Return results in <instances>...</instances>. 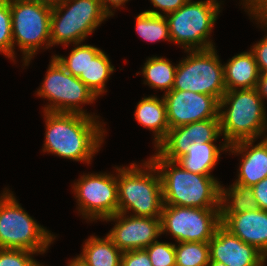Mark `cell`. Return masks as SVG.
I'll return each instance as SVG.
<instances>
[{
	"label": "cell",
	"instance_id": "7a4b0ae2",
	"mask_svg": "<svg viewBox=\"0 0 267 266\" xmlns=\"http://www.w3.org/2000/svg\"><path fill=\"white\" fill-rule=\"evenodd\" d=\"M150 160L160 172L164 205L220 208L221 185L213 176L186 171L158 153Z\"/></svg>",
	"mask_w": 267,
	"mask_h": 266
},
{
	"label": "cell",
	"instance_id": "836d02e7",
	"mask_svg": "<svg viewBox=\"0 0 267 266\" xmlns=\"http://www.w3.org/2000/svg\"><path fill=\"white\" fill-rule=\"evenodd\" d=\"M254 191V197L258 208L267 211V177L251 187Z\"/></svg>",
	"mask_w": 267,
	"mask_h": 266
},
{
	"label": "cell",
	"instance_id": "d590c367",
	"mask_svg": "<svg viewBox=\"0 0 267 266\" xmlns=\"http://www.w3.org/2000/svg\"><path fill=\"white\" fill-rule=\"evenodd\" d=\"M249 8L250 14L253 13L255 18L261 19V23L266 21L267 25V0H254Z\"/></svg>",
	"mask_w": 267,
	"mask_h": 266
},
{
	"label": "cell",
	"instance_id": "9a60e30c",
	"mask_svg": "<svg viewBox=\"0 0 267 266\" xmlns=\"http://www.w3.org/2000/svg\"><path fill=\"white\" fill-rule=\"evenodd\" d=\"M220 134V118H210L170 128L165 139L157 146L158 154L163 159L176 161L187 154V148L193 142H214Z\"/></svg>",
	"mask_w": 267,
	"mask_h": 266
},
{
	"label": "cell",
	"instance_id": "b9f144b4",
	"mask_svg": "<svg viewBox=\"0 0 267 266\" xmlns=\"http://www.w3.org/2000/svg\"><path fill=\"white\" fill-rule=\"evenodd\" d=\"M246 1H247L246 4L249 5L247 8H249L254 2V0H246Z\"/></svg>",
	"mask_w": 267,
	"mask_h": 266
},
{
	"label": "cell",
	"instance_id": "d4e9b609",
	"mask_svg": "<svg viewBox=\"0 0 267 266\" xmlns=\"http://www.w3.org/2000/svg\"><path fill=\"white\" fill-rule=\"evenodd\" d=\"M136 31L146 41L170 40L167 17L155 10H147L136 18Z\"/></svg>",
	"mask_w": 267,
	"mask_h": 266
},
{
	"label": "cell",
	"instance_id": "74e56055",
	"mask_svg": "<svg viewBox=\"0 0 267 266\" xmlns=\"http://www.w3.org/2000/svg\"><path fill=\"white\" fill-rule=\"evenodd\" d=\"M128 0H100L101 6L104 10V12L108 15V16H112L113 13L110 11L109 7H108V2L109 4H112L114 7H119L120 5L124 4V2H126Z\"/></svg>",
	"mask_w": 267,
	"mask_h": 266
},
{
	"label": "cell",
	"instance_id": "d6a6232c",
	"mask_svg": "<svg viewBox=\"0 0 267 266\" xmlns=\"http://www.w3.org/2000/svg\"><path fill=\"white\" fill-rule=\"evenodd\" d=\"M251 52L254 54L260 74L267 73V36L254 45Z\"/></svg>",
	"mask_w": 267,
	"mask_h": 266
},
{
	"label": "cell",
	"instance_id": "484cf974",
	"mask_svg": "<svg viewBox=\"0 0 267 266\" xmlns=\"http://www.w3.org/2000/svg\"><path fill=\"white\" fill-rule=\"evenodd\" d=\"M177 66L170 63L164 58H149L143 67V75L152 88L166 90L167 92L173 89Z\"/></svg>",
	"mask_w": 267,
	"mask_h": 266
},
{
	"label": "cell",
	"instance_id": "30bf717a",
	"mask_svg": "<svg viewBox=\"0 0 267 266\" xmlns=\"http://www.w3.org/2000/svg\"><path fill=\"white\" fill-rule=\"evenodd\" d=\"M161 233L169 231L178 243L209 242L221 225L220 208H194L164 205Z\"/></svg>",
	"mask_w": 267,
	"mask_h": 266
},
{
	"label": "cell",
	"instance_id": "3957f363",
	"mask_svg": "<svg viewBox=\"0 0 267 266\" xmlns=\"http://www.w3.org/2000/svg\"><path fill=\"white\" fill-rule=\"evenodd\" d=\"M230 105L229 109H221ZM262 98L256 88L227 90L219 101L220 131L225 137L221 150L229 145L254 140L262 134L266 124ZM222 111V112H221Z\"/></svg>",
	"mask_w": 267,
	"mask_h": 266
},
{
	"label": "cell",
	"instance_id": "d6986e66",
	"mask_svg": "<svg viewBox=\"0 0 267 266\" xmlns=\"http://www.w3.org/2000/svg\"><path fill=\"white\" fill-rule=\"evenodd\" d=\"M226 90L256 88L260 77L254 54L243 52L223 66Z\"/></svg>",
	"mask_w": 267,
	"mask_h": 266
},
{
	"label": "cell",
	"instance_id": "e575fe53",
	"mask_svg": "<svg viewBox=\"0 0 267 266\" xmlns=\"http://www.w3.org/2000/svg\"><path fill=\"white\" fill-rule=\"evenodd\" d=\"M188 0H151V3L157 8L162 9L167 14L175 12L182 7Z\"/></svg>",
	"mask_w": 267,
	"mask_h": 266
},
{
	"label": "cell",
	"instance_id": "f546056e",
	"mask_svg": "<svg viewBox=\"0 0 267 266\" xmlns=\"http://www.w3.org/2000/svg\"><path fill=\"white\" fill-rule=\"evenodd\" d=\"M145 250L149 254L153 266H176L175 245L157 240Z\"/></svg>",
	"mask_w": 267,
	"mask_h": 266
},
{
	"label": "cell",
	"instance_id": "f35d334b",
	"mask_svg": "<svg viewBox=\"0 0 267 266\" xmlns=\"http://www.w3.org/2000/svg\"><path fill=\"white\" fill-rule=\"evenodd\" d=\"M68 266H88L82 259L76 257V259L72 260Z\"/></svg>",
	"mask_w": 267,
	"mask_h": 266
},
{
	"label": "cell",
	"instance_id": "7c38bea8",
	"mask_svg": "<svg viewBox=\"0 0 267 266\" xmlns=\"http://www.w3.org/2000/svg\"><path fill=\"white\" fill-rule=\"evenodd\" d=\"M74 190L82 215L105 219L118 213L117 178L107 174L81 177Z\"/></svg>",
	"mask_w": 267,
	"mask_h": 266
},
{
	"label": "cell",
	"instance_id": "4316f807",
	"mask_svg": "<svg viewBox=\"0 0 267 266\" xmlns=\"http://www.w3.org/2000/svg\"><path fill=\"white\" fill-rule=\"evenodd\" d=\"M176 266H209L208 242H180L175 245Z\"/></svg>",
	"mask_w": 267,
	"mask_h": 266
},
{
	"label": "cell",
	"instance_id": "6da1fadb",
	"mask_svg": "<svg viewBox=\"0 0 267 266\" xmlns=\"http://www.w3.org/2000/svg\"><path fill=\"white\" fill-rule=\"evenodd\" d=\"M45 116L44 151L89 163L103 141L100 124L87 114L45 111Z\"/></svg>",
	"mask_w": 267,
	"mask_h": 266
},
{
	"label": "cell",
	"instance_id": "4dcf8cb0",
	"mask_svg": "<svg viewBox=\"0 0 267 266\" xmlns=\"http://www.w3.org/2000/svg\"><path fill=\"white\" fill-rule=\"evenodd\" d=\"M34 253L22 249L0 248V266H39L31 257Z\"/></svg>",
	"mask_w": 267,
	"mask_h": 266
},
{
	"label": "cell",
	"instance_id": "44dd1931",
	"mask_svg": "<svg viewBox=\"0 0 267 266\" xmlns=\"http://www.w3.org/2000/svg\"><path fill=\"white\" fill-rule=\"evenodd\" d=\"M220 151V148L216 147L213 142H193L187 148V154L179 157L175 162L186 171L210 175V171L219 159Z\"/></svg>",
	"mask_w": 267,
	"mask_h": 266
},
{
	"label": "cell",
	"instance_id": "f1b7e54d",
	"mask_svg": "<svg viewBox=\"0 0 267 266\" xmlns=\"http://www.w3.org/2000/svg\"><path fill=\"white\" fill-rule=\"evenodd\" d=\"M58 62L73 76H86L87 66V45H80L74 48L68 58L54 56Z\"/></svg>",
	"mask_w": 267,
	"mask_h": 266
},
{
	"label": "cell",
	"instance_id": "9c48e42d",
	"mask_svg": "<svg viewBox=\"0 0 267 266\" xmlns=\"http://www.w3.org/2000/svg\"><path fill=\"white\" fill-rule=\"evenodd\" d=\"M190 56L176 68L174 90L191 91L221 100L227 91L224 72L214 48L190 50Z\"/></svg>",
	"mask_w": 267,
	"mask_h": 266
},
{
	"label": "cell",
	"instance_id": "5bb4252c",
	"mask_svg": "<svg viewBox=\"0 0 267 266\" xmlns=\"http://www.w3.org/2000/svg\"><path fill=\"white\" fill-rule=\"evenodd\" d=\"M124 213H116L104 220L118 219V223L108 233V237L121 252L145 249L150 246L161 233L160 218L124 217Z\"/></svg>",
	"mask_w": 267,
	"mask_h": 266
},
{
	"label": "cell",
	"instance_id": "5b68a950",
	"mask_svg": "<svg viewBox=\"0 0 267 266\" xmlns=\"http://www.w3.org/2000/svg\"><path fill=\"white\" fill-rule=\"evenodd\" d=\"M219 4L216 0H188L175 12L167 14L171 41L183 45L187 52L214 48L207 38L220 12Z\"/></svg>",
	"mask_w": 267,
	"mask_h": 266
},
{
	"label": "cell",
	"instance_id": "603a6c76",
	"mask_svg": "<svg viewBox=\"0 0 267 266\" xmlns=\"http://www.w3.org/2000/svg\"><path fill=\"white\" fill-rule=\"evenodd\" d=\"M122 254L108 236L104 239L91 237L78 257L88 266H121Z\"/></svg>",
	"mask_w": 267,
	"mask_h": 266
},
{
	"label": "cell",
	"instance_id": "52a82bcc",
	"mask_svg": "<svg viewBox=\"0 0 267 266\" xmlns=\"http://www.w3.org/2000/svg\"><path fill=\"white\" fill-rule=\"evenodd\" d=\"M64 9L68 11L62 14ZM107 17L100 0H60L52 6L51 46L59 43L66 45L70 42L75 45L81 43Z\"/></svg>",
	"mask_w": 267,
	"mask_h": 266
},
{
	"label": "cell",
	"instance_id": "60d3db41",
	"mask_svg": "<svg viewBox=\"0 0 267 266\" xmlns=\"http://www.w3.org/2000/svg\"><path fill=\"white\" fill-rule=\"evenodd\" d=\"M209 266H226L224 263H220L217 261H210Z\"/></svg>",
	"mask_w": 267,
	"mask_h": 266
},
{
	"label": "cell",
	"instance_id": "ba28073f",
	"mask_svg": "<svg viewBox=\"0 0 267 266\" xmlns=\"http://www.w3.org/2000/svg\"><path fill=\"white\" fill-rule=\"evenodd\" d=\"M10 9L13 50L14 42L17 41L25 56L23 58L26 66L39 48V45L47 41L46 46H51L52 6L29 0H10Z\"/></svg>",
	"mask_w": 267,
	"mask_h": 266
},
{
	"label": "cell",
	"instance_id": "8d00e7d4",
	"mask_svg": "<svg viewBox=\"0 0 267 266\" xmlns=\"http://www.w3.org/2000/svg\"><path fill=\"white\" fill-rule=\"evenodd\" d=\"M256 89L261 98H267V73L260 74Z\"/></svg>",
	"mask_w": 267,
	"mask_h": 266
},
{
	"label": "cell",
	"instance_id": "1f68e13d",
	"mask_svg": "<svg viewBox=\"0 0 267 266\" xmlns=\"http://www.w3.org/2000/svg\"><path fill=\"white\" fill-rule=\"evenodd\" d=\"M121 266H153L145 249L126 251L122 254Z\"/></svg>",
	"mask_w": 267,
	"mask_h": 266
},
{
	"label": "cell",
	"instance_id": "cb8c5ba5",
	"mask_svg": "<svg viewBox=\"0 0 267 266\" xmlns=\"http://www.w3.org/2000/svg\"><path fill=\"white\" fill-rule=\"evenodd\" d=\"M221 206L220 214H240L246 211H253L258 209L256 198L254 197V191L249 186H243L237 183L233 184V187L227 191L221 186ZM232 198L229 205L226 203ZM223 205V206H222Z\"/></svg>",
	"mask_w": 267,
	"mask_h": 266
},
{
	"label": "cell",
	"instance_id": "8992f818",
	"mask_svg": "<svg viewBox=\"0 0 267 266\" xmlns=\"http://www.w3.org/2000/svg\"><path fill=\"white\" fill-rule=\"evenodd\" d=\"M53 235L39 226L17 203L13 194L0 198V248L45 252Z\"/></svg>",
	"mask_w": 267,
	"mask_h": 266
},
{
	"label": "cell",
	"instance_id": "e0dca14e",
	"mask_svg": "<svg viewBox=\"0 0 267 266\" xmlns=\"http://www.w3.org/2000/svg\"><path fill=\"white\" fill-rule=\"evenodd\" d=\"M221 225L267 258V211L260 208L240 214H220Z\"/></svg>",
	"mask_w": 267,
	"mask_h": 266
},
{
	"label": "cell",
	"instance_id": "2e32d148",
	"mask_svg": "<svg viewBox=\"0 0 267 266\" xmlns=\"http://www.w3.org/2000/svg\"><path fill=\"white\" fill-rule=\"evenodd\" d=\"M210 261L226 266H263L266 257L254 246L243 242L220 225L210 239Z\"/></svg>",
	"mask_w": 267,
	"mask_h": 266
},
{
	"label": "cell",
	"instance_id": "7402d4cb",
	"mask_svg": "<svg viewBox=\"0 0 267 266\" xmlns=\"http://www.w3.org/2000/svg\"><path fill=\"white\" fill-rule=\"evenodd\" d=\"M114 71L105 53L91 45H87V66L86 76L78 78L92 91L96 96L104 92L105 81Z\"/></svg>",
	"mask_w": 267,
	"mask_h": 266
},
{
	"label": "cell",
	"instance_id": "4fadbf2b",
	"mask_svg": "<svg viewBox=\"0 0 267 266\" xmlns=\"http://www.w3.org/2000/svg\"><path fill=\"white\" fill-rule=\"evenodd\" d=\"M163 98L169 128L219 118V101L211 95L172 89Z\"/></svg>",
	"mask_w": 267,
	"mask_h": 266
},
{
	"label": "cell",
	"instance_id": "ab89813d",
	"mask_svg": "<svg viewBox=\"0 0 267 266\" xmlns=\"http://www.w3.org/2000/svg\"><path fill=\"white\" fill-rule=\"evenodd\" d=\"M29 1L42 2V3H46V4L53 6L57 4L60 0H29Z\"/></svg>",
	"mask_w": 267,
	"mask_h": 266
},
{
	"label": "cell",
	"instance_id": "8fae6325",
	"mask_svg": "<svg viewBox=\"0 0 267 266\" xmlns=\"http://www.w3.org/2000/svg\"><path fill=\"white\" fill-rule=\"evenodd\" d=\"M39 96L53 103L45 107L46 112L85 114L78 104L92 103L96 95L78 77L73 76L53 56Z\"/></svg>",
	"mask_w": 267,
	"mask_h": 266
},
{
	"label": "cell",
	"instance_id": "83f0119b",
	"mask_svg": "<svg viewBox=\"0 0 267 266\" xmlns=\"http://www.w3.org/2000/svg\"><path fill=\"white\" fill-rule=\"evenodd\" d=\"M0 52L14 58L10 0H0Z\"/></svg>",
	"mask_w": 267,
	"mask_h": 266
},
{
	"label": "cell",
	"instance_id": "ac0fdd59",
	"mask_svg": "<svg viewBox=\"0 0 267 266\" xmlns=\"http://www.w3.org/2000/svg\"><path fill=\"white\" fill-rule=\"evenodd\" d=\"M254 142L253 140H244L228 146V149L234 153H243V159L238 179L235 183L252 187L267 177V137L259 144L247 150Z\"/></svg>",
	"mask_w": 267,
	"mask_h": 266
},
{
	"label": "cell",
	"instance_id": "ffe728a7",
	"mask_svg": "<svg viewBox=\"0 0 267 266\" xmlns=\"http://www.w3.org/2000/svg\"><path fill=\"white\" fill-rule=\"evenodd\" d=\"M135 118L139 124L151 129L155 133V147L167 136L170 128L167 121L164 98L161 100L155 96L143 98L136 107Z\"/></svg>",
	"mask_w": 267,
	"mask_h": 266
},
{
	"label": "cell",
	"instance_id": "277c9868",
	"mask_svg": "<svg viewBox=\"0 0 267 266\" xmlns=\"http://www.w3.org/2000/svg\"><path fill=\"white\" fill-rule=\"evenodd\" d=\"M144 166L151 173L134 163L131 168H117L120 174L117 177L118 213L133 210V216L160 218L164 206L161 178L151 160ZM156 170L158 175L153 176L152 172Z\"/></svg>",
	"mask_w": 267,
	"mask_h": 266
}]
</instances>
